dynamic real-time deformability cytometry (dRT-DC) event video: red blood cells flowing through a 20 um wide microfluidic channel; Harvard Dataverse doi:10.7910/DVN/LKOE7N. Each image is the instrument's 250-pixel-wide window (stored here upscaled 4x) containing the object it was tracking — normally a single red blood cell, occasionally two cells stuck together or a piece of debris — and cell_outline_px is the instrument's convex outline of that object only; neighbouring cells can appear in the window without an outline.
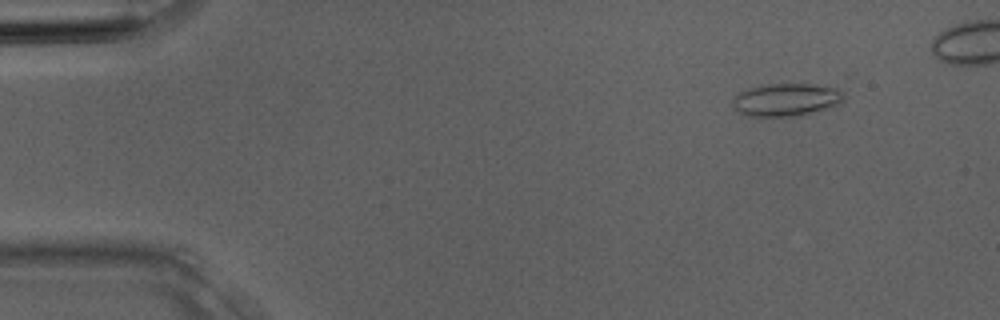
{"species": "Egyptian fruit bat (a non-hibernating species)", "species_latin": "Rousettus aegyptiacus", "temperature_condition": "room temperature", "stored_images_in_passage": 7, "segment_of_instrument_passage": [1, 2], "camera_frame_rate_fps": 3000, "um_per_image_px": 0.085, "animal": {"sex": "male"}, "frame": {"image": 1, "passage_image": 2, "time_ms": 0.333, "image_size_px": [1000, 320], "cell_outline_px": [[844, 100], [840, 104], [832, 108], [796, 116], [744, 116], [732, 108], [732, 100], [740, 92], [748, 88], [760, 84], [840, 84], [844, 92]], "centroid_in_image_um": [66.93, 8.45], "position_along_channel_um": 18.1, "area_um2": 22.2}}
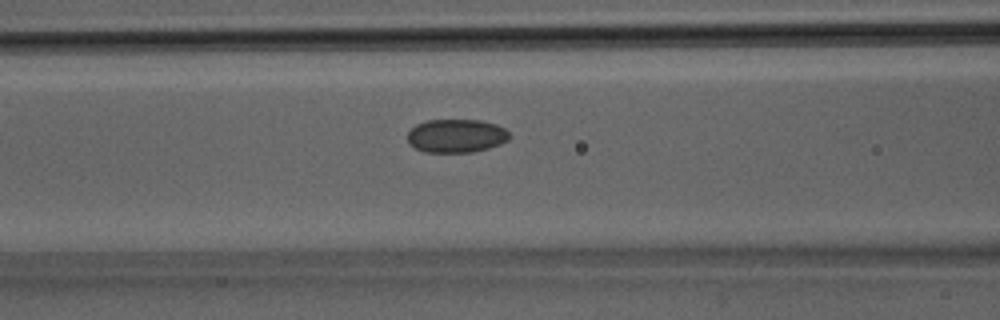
{"frame": {"image": 2, "passage_image": 6, "time_ms": 1.667, "image_size_px": [1000, 320], "cell_outline_px": [[512, 136], [508, 140], [500, 144], [488, 148], [472, 152], [424, 152], [408, 144], [408, 132], [416, 124], [428, 120], [480, 120], [496, 124], [504, 128]], "centroid_in_image_um": [38.79, 11.54], "position_along_channel_um": 127.8, "area_um2": 19.94}}